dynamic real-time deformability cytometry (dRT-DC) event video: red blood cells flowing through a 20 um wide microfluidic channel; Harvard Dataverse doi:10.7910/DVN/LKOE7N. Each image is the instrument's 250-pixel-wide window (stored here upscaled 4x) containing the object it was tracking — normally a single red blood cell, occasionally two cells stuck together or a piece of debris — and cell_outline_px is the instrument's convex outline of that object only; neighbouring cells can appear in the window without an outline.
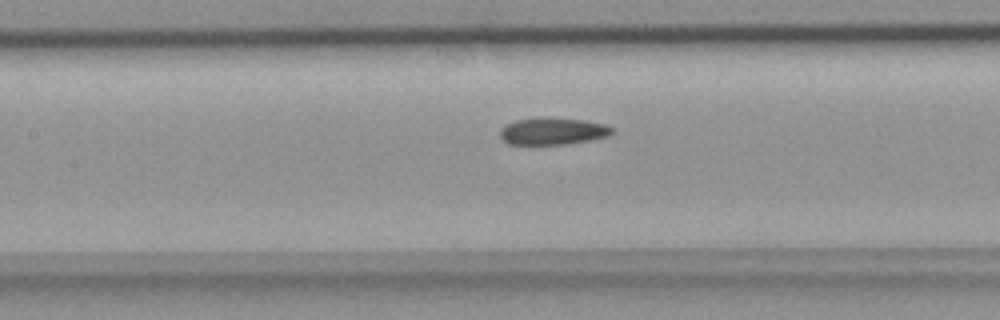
{"species": "common noctule bat (a hibernating species)", "species_latin": "Nyctalus noctula", "temperature_condition": "room temperature", "stored_images_in_passage": 35, "camera_frame_rate_fps": 3000, "um_per_image_px": 0.085, "animal": {"sex": "female", "body_mass_g": 18.4}, "frame": {"image": 1, "passage_image": 8, "time_ms": 2.333, "image_size_px": [1000, 320], "cell_outline_px": [[616, 132], [608, 136], [592, 140], [568, 144], [508, 144], [500, 136], [500, 132], [508, 124], [516, 120], [536, 116], [540, 116], [584, 120], [604, 124], [616, 128]], "centroid_in_image_um": [47.06, 11.14], "position_along_channel_um": 160.3, "area_um2": 17.92}}
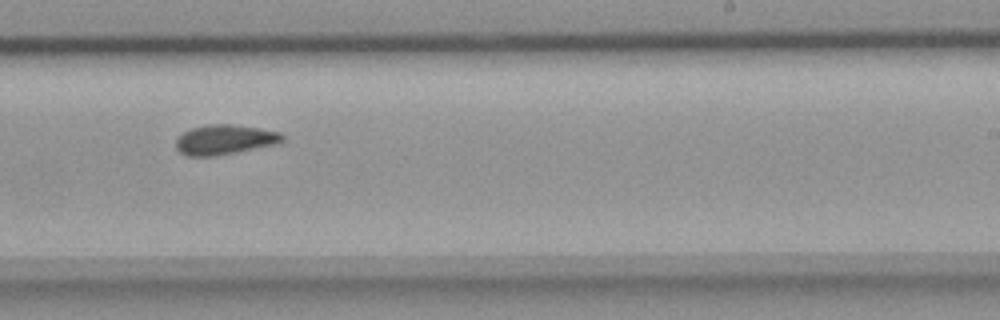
{"frame": {"image": 2, "passage_image": 16, "time_ms": 5.0, "image_size_px": [1000, 320], "cell_outline_px": [[284, 140], [276, 144], [216, 156], [188, 156], [180, 152], [176, 148], [176, 140], [184, 132], [192, 128], [208, 124], [232, 124], [260, 128], [280, 132], [284, 136]], "centroid_in_image_um": [19.11, 11.87], "position_along_channel_um": 269.9, "area_um2": 18.44}}
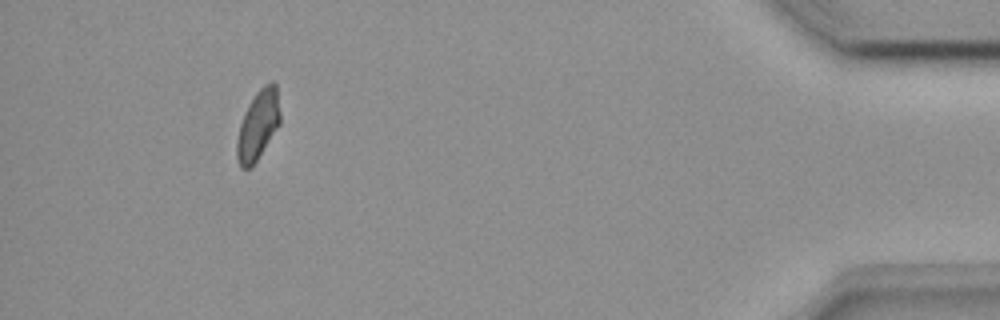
{"frame": {"image": 3, "passage_image": 31, "time_ms": 10.0, "image_size_px": [1000, 320], "cell_outline_px": [[280, 124], [252, 168], [240, 168], [236, 160], [236, 140], [240, 124], [244, 112], [256, 92], [264, 84], [272, 80], [276, 84], [280, 112]], "centroid_in_image_um": [21.92, 10.65], "position_along_channel_um": 413.3, "area_um2": 17.74}}